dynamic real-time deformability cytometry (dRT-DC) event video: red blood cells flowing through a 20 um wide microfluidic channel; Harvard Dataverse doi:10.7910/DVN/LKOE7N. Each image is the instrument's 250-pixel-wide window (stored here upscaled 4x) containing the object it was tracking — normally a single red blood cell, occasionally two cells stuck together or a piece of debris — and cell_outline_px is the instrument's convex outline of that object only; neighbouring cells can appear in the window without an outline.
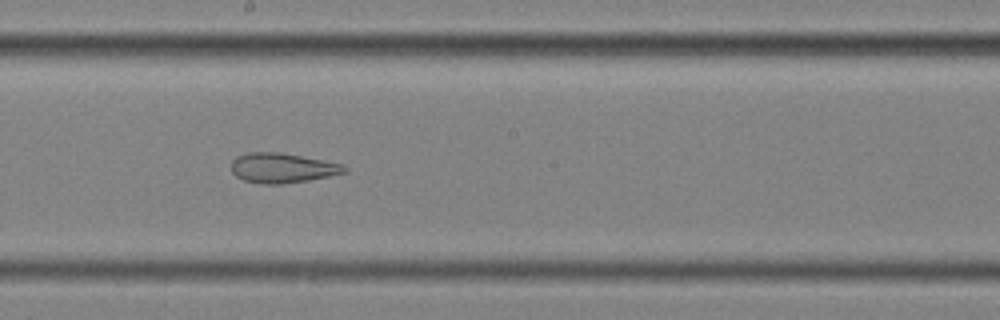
{"species": "common noctule bat (a hibernating species)", "species_latin": "Nyctalus noctula", "temperature_condition": "cold", "stored_images_in_passage": 45, "camera_frame_rate_fps": 3000, "um_per_image_px": 0.085, "animal": {"sex": "female", "body_mass_g": 25.1}, "frame": {"image": 1, "passage_image": 20, "time_ms": 6.333, "image_size_px": [1000, 320], "cell_outline_px": [[348, 172], [308, 180], [280, 184], [264, 184], [244, 180], [236, 176], [232, 172], [232, 160], [236, 156], [248, 152], [280, 152], [344, 164], [348, 168]], "centroid_in_image_um": [24.01, 14.27], "position_along_channel_um": 224.2, "area_um2": 19.65}, "authors_computed_cell_mechanics": {"area_um2": 25.2008, "velocity_mm_per_s": 3.5599, "shape_relaxation_time_tau1_ms": null, "shape_relaxation_time_tau2_ms": 2.4018, "deformation_change_tau1": null, "deformation_change_tau2": 0.1074}}